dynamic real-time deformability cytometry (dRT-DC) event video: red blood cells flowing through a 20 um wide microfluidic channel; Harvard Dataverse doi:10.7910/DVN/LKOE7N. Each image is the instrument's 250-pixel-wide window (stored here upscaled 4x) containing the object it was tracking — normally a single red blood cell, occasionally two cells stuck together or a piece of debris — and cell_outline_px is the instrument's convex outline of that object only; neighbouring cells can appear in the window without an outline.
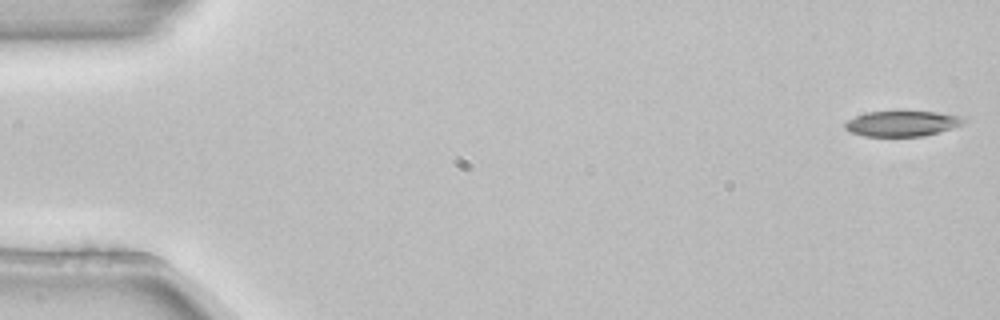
{"species": "common noctule bat (a hibernating species)", "species_latin": "Nyctalus noctula", "temperature_condition": "room temperature", "stored_images_in_passage": 5, "camera_frame_rate_fps": 3000, "um_per_image_px": 0.085, "animal": {"sex": "female", "body_mass_g": 22.7, "forearm_length_mm": 54.2}, "frame": {"image": 1, "passage_image": 1, "time_ms": 0.0, "image_size_px": [1000, 320], "cell_outline_px": [[968, 120], [964, 124], [924, 136], [864, 136], [852, 132], [844, 128], [844, 124], [848, 120], [856, 116], [868, 112], [936, 112], [968, 116]], "centroid_in_image_um": [76.76, 10.5], "position_along_channel_um": 8.2, "area_um2": 17.57}}
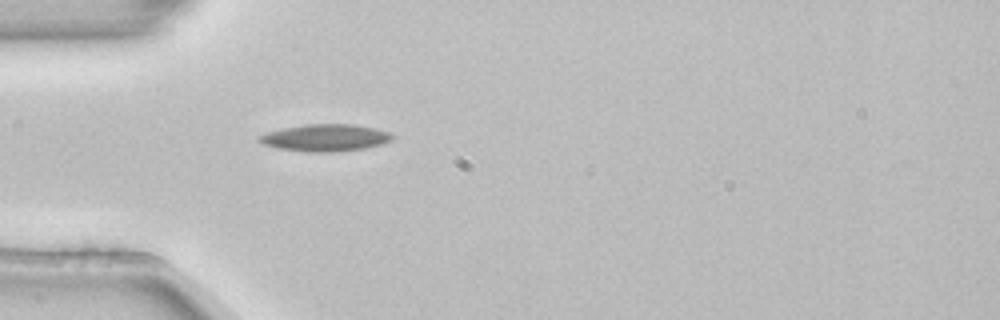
{"frame": {"image": 2, "passage_image": 5, "time_ms": 1.333, "image_size_px": [1000, 320], "cell_outline_px": [[396, 136], [392, 140], [380, 144], [364, 148], [332, 152], [308, 152], [280, 148], [264, 144], [256, 140], [256, 136], [268, 132], [284, 128], [304, 124], [352, 124], [372, 128], [388, 132]], "centroid_in_image_um": [27.63, 11.7], "position_along_channel_um": 57.4, "area_um2": 20.81}}